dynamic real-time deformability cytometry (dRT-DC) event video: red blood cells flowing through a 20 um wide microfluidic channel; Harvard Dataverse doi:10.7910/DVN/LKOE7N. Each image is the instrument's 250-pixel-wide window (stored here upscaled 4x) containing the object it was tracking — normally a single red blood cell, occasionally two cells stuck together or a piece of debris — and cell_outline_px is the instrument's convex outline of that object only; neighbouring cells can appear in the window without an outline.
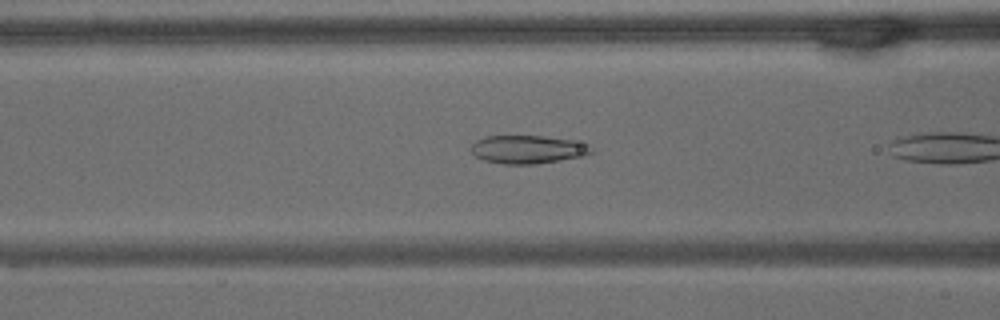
{"species": "common noctule bat (a hibernating species)", "species_latin": "Nyctalus noctula", "temperature_condition": "warm", "stored_images_in_passage": 9, "camera_frame_rate_fps": 3000, "um_per_image_px": 0.085, "animal": {"sex": "male", "body_mass_g": 15.6}, "frame": {"image": 1, "passage_image": 7, "time_ms": 2.0, "image_size_px": [1000, 320], "cell_outline_px": [[592, 152], [584, 156], [536, 164], [504, 164], [484, 160], [476, 156], [468, 148], [476, 140], [484, 136], [544, 136], [572, 140], [592, 144]], "centroid_in_image_um": [44.87, 12.69], "position_along_channel_um": 121.7, "area_um2": 19.94}}